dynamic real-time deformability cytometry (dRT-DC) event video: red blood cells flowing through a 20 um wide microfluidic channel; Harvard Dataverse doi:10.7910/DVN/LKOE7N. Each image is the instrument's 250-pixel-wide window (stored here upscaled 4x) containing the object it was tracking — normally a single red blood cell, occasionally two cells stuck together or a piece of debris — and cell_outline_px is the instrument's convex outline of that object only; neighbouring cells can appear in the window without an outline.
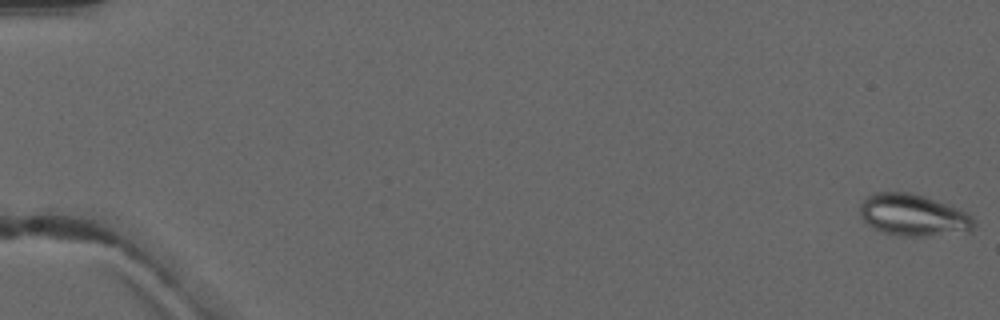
{"species": "common noctule bat (a hibernating species)", "species_latin": "Nyctalus noctula", "temperature_condition": "warm", "stored_images_in_passage": 5, "camera_frame_rate_fps": 3000, "um_per_image_px": 0.085, "animal": {"sex": "male", "forearm_length_mm": 52.5}, "frame": {"image": 1, "passage_image": 1, "time_ms": 0.0, "image_size_px": [1000, 320], "cell_outline_px": [[976, 224], [972, 232], [928, 236], [904, 236], [884, 232], [868, 224], [860, 216], [860, 204], [868, 196], [876, 192], [908, 192], [924, 196], [948, 204], [972, 216], [976, 220]], "centroid_in_image_um": [77.68, 18.29], "position_along_channel_um": 7.3, "area_um2": 27.8}}